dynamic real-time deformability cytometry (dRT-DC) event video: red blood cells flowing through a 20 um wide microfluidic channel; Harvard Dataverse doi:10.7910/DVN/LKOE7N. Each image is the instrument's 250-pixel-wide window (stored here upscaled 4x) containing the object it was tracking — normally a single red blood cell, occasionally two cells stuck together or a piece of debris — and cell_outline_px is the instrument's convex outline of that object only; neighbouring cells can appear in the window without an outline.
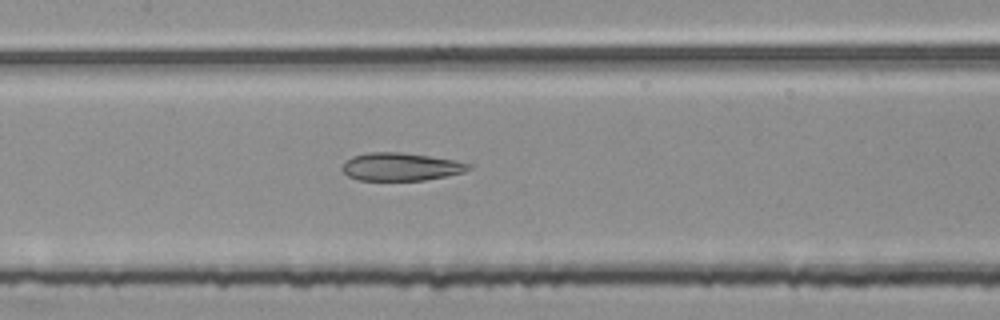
{"species": "common noctule bat (a hibernating species)", "species_latin": "Nyctalus noctula", "temperature_condition": "room temperature", "stored_images_in_passage": 54, "segment_of_instrument_passage": [2, 2], "camera_frame_rate_fps": 3000, "um_per_image_px": 0.085, "animal": {"sex": "female", "body_mass_g": 25.1}, "frame": {"image": 1, "passage_image": 26, "time_ms": 8.333, "image_size_px": [1000, 320], "cell_outline_px": [[472, 168], [464, 172], [424, 180], [360, 180], [348, 176], [340, 168], [352, 156], [368, 152], [400, 152], [428, 156], [452, 160], [472, 164]], "centroid_in_image_um": [34.06, 14.17], "position_along_channel_um": 173.3, "area_um2": 20.35}}
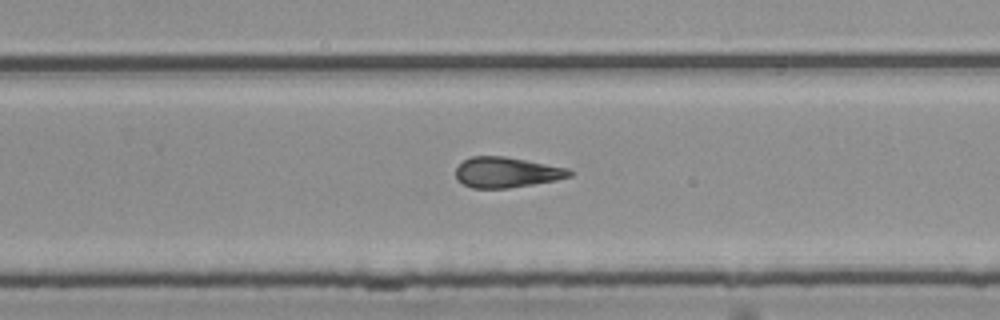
{"frame": {"image": 2, "passage_image": 35, "time_ms": 11.333, "image_size_px": [1000, 320], "cell_outline_px": [[572, 176], [556, 180], [508, 188], [472, 188], [456, 180], [456, 168], [464, 160], [472, 156], [504, 156], [568, 168], [572, 172]], "centroid_in_image_um": [43.04, 14.65], "position_along_channel_um": 286.8, "area_um2": 20.06}}
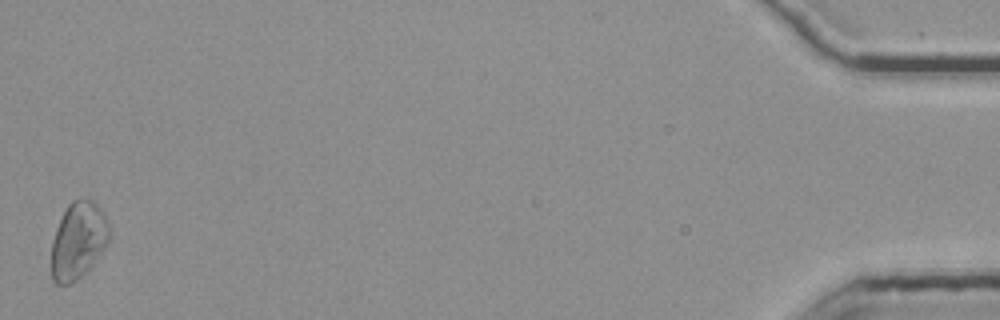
{"frame": {"image": 3, "passage_image": 54, "time_ms": 17.667, "image_size_px": [1000, 320], "cell_outline_px": [[112, 236], [104, 248], [92, 264], [72, 284], [56, 284], [52, 280], [52, 240], [56, 228], [68, 204], [72, 200], [92, 200], [100, 208], [108, 224]], "centroid_in_image_um": [6.65, 20.45], "position_along_channel_um": 428.6, "area_um2": 25.61}}